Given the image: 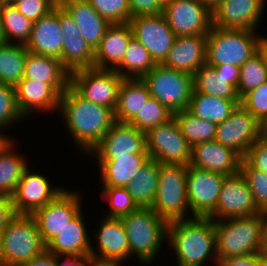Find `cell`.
Wrapping results in <instances>:
<instances>
[{"label": "cell", "mask_w": 267, "mask_h": 266, "mask_svg": "<svg viewBox=\"0 0 267 266\" xmlns=\"http://www.w3.org/2000/svg\"><path fill=\"white\" fill-rule=\"evenodd\" d=\"M0 236L3 266H19L47 250L32 215L15 214Z\"/></svg>", "instance_id": "8992f818"}, {"label": "cell", "mask_w": 267, "mask_h": 266, "mask_svg": "<svg viewBox=\"0 0 267 266\" xmlns=\"http://www.w3.org/2000/svg\"><path fill=\"white\" fill-rule=\"evenodd\" d=\"M6 139V137L0 133V145Z\"/></svg>", "instance_id": "003e7915"}, {"label": "cell", "mask_w": 267, "mask_h": 266, "mask_svg": "<svg viewBox=\"0 0 267 266\" xmlns=\"http://www.w3.org/2000/svg\"><path fill=\"white\" fill-rule=\"evenodd\" d=\"M19 266H57V265L55 262V255L46 250L43 254L34 257L30 261L20 264Z\"/></svg>", "instance_id": "11a10c76"}, {"label": "cell", "mask_w": 267, "mask_h": 266, "mask_svg": "<svg viewBox=\"0 0 267 266\" xmlns=\"http://www.w3.org/2000/svg\"><path fill=\"white\" fill-rule=\"evenodd\" d=\"M123 77L115 70L83 68L70 74V87L82 98L115 110Z\"/></svg>", "instance_id": "30bf717a"}, {"label": "cell", "mask_w": 267, "mask_h": 266, "mask_svg": "<svg viewBox=\"0 0 267 266\" xmlns=\"http://www.w3.org/2000/svg\"><path fill=\"white\" fill-rule=\"evenodd\" d=\"M239 104L240 100L215 97L193 89L187 110L200 119L219 124L227 119Z\"/></svg>", "instance_id": "d6a6232c"}, {"label": "cell", "mask_w": 267, "mask_h": 266, "mask_svg": "<svg viewBox=\"0 0 267 266\" xmlns=\"http://www.w3.org/2000/svg\"><path fill=\"white\" fill-rule=\"evenodd\" d=\"M25 47L29 52L54 57L62 62L63 34L59 24V4L34 21Z\"/></svg>", "instance_id": "cb8c5ba5"}, {"label": "cell", "mask_w": 267, "mask_h": 266, "mask_svg": "<svg viewBox=\"0 0 267 266\" xmlns=\"http://www.w3.org/2000/svg\"><path fill=\"white\" fill-rule=\"evenodd\" d=\"M90 255H55L57 266H89Z\"/></svg>", "instance_id": "f5cc1de1"}, {"label": "cell", "mask_w": 267, "mask_h": 266, "mask_svg": "<svg viewBox=\"0 0 267 266\" xmlns=\"http://www.w3.org/2000/svg\"><path fill=\"white\" fill-rule=\"evenodd\" d=\"M206 42L207 35L178 36L161 64L194 75L206 63Z\"/></svg>", "instance_id": "d4e9b609"}, {"label": "cell", "mask_w": 267, "mask_h": 266, "mask_svg": "<svg viewBox=\"0 0 267 266\" xmlns=\"http://www.w3.org/2000/svg\"><path fill=\"white\" fill-rule=\"evenodd\" d=\"M83 210L47 244V251L54 255H90L91 240L84 222Z\"/></svg>", "instance_id": "83f0119b"}, {"label": "cell", "mask_w": 267, "mask_h": 266, "mask_svg": "<svg viewBox=\"0 0 267 266\" xmlns=\"http://www.w3.org/2000/svg\"><path fill=\"white\" fill-rule=\"evenodd\" d=\"M146 150L150 159L161 164L189 165L192 147L181 133L174 116L145 132Z\"/></svg>", "instance_id": "9c48e42d"}, {"label": "cell", "mask_w": 267, "mask_h": 266, "mask_svg": "<svg viewBox=\"0 0 267 266\" xmlns=\"http://www.w3.org/2000/svg\"><path fill=\"white\" fill-rule=\"evenodd\" d=\"M80 153L89 155L116 122L114 111L79 96L70 86L61 94L59 112Z\"/></svg>", "instance_id": "6da1fadb"}, {"label": "cell", "mask_w": 267, "mask_h": 266, "mask_svg": "<svg viewBox=\"0 0 267 266\" xmlns=\"http://www.w3.org/2000/svg\"><path fill=\"white\" fill-rule=\"evenodd\" d=\"M175 0H158L159 7L164 11Z\"/></svg>", "instance_id": "680465c9"}, {"label": "cell", "mask_w": 267, "mask_h": 266, "mask_svg": "<svg viewBox=\"0 0 267 266\" xmlns=\"http://www.w3.org/2000/svg\"><path fill=\"white\" fill-rule=\"evenodd\" d=\"M218 74L224 77H232V85L237 89L240 78V67L232 64L211 65Z\"/></svg>", "instance_id": "db71d44e"}, {"label": "cell", "mask_w": 267, "mask_h": 266, "mask_svg": "<svg viewBox=\"0 0 267 266\" xmlns=\"http://www.w3.org/2000/svg\"><path fill=\"white\" fill-rule=\"evenodd\" d=\"M101 17L113 23H129L131 19L128 0H88Z\"/></svg>", "instance_id": "f6af8a7d"}, {"label": "cell", "mask_w": 267, "mask_h": 266, "mask_svg": "<svg viewBox=\"0 0 267 266\" xmlns=\"http://www.w3.org/2000/svg\"><path fill=\"white\" fill-rule=\"evenodd\" d=\"M187 171L188 165L161 164L158 188L151 208L168 223L194 217L189 215Z\"/></svg>", "instance_id": "52a82bcc"}, {"label": "cell", "mask_w": 267, "mask_h": 266, "mask_svg": "<svg viewBox=\"0 0 267 266\" xmlns=\"http://www.w3.org/2000/svg\"><path fill=\"white\" fill-rule=\"evenodd\" d=\"M226 177L188 165L187 197L194 217H208L215 210Z\"/></svg>", "instance_id": "9a60e30c"}, {"label": "cell", "mask_w": 267, "mask_h": 266, "mask_svg": "<svg viewBox=\"0 0 267 266\" xmlns=\"http://www.w3.org/2000/svg\"><path fill=\"white\" fill-rule=\"evenodd\" d=\"M78 26L82 38L95 50L111 23L100 16L88 0H58Z\"/></svg>", "instance_id": "484cf974"}, {"label": "cell", "mask_w": 267, "mask_h": 266, "mask_svg": "<svg viewBox=\"0 0 267 266\" xmlns=\"http://www.w3.org/2000/svg\"><path fill=\"white\" fill-rule=\"evenodd\" d=\"M240 173L253 195L257 208L267 213V173L253 168L244 158L241 161Z\"/></svg>", "instance_id": "ee69618b"}, {"label": "cell", "mask_w": 267, "mask_h": 266, "mask_svg": "<svg viewBox=\"0 0 267 266\" xmlns=\"http://www.w3.org/2000/svg\"><path fill=\"white\" fill-rule=\"evenodd\" d=\"M15 145L14 138H6L0 145V193L12 196L30 161ZM16 148V149H15Z\"/></svg>", "instance_id": "f546056e"}, {"label": "cell", "mask_w": 267, "mask_h": 266, "mask_svg": "<svg viewBox=\"0 0 267 266\" xmlns=\"http://www.w3.org/2000/svg\"><path fill=\"white\" fill-rule=\"evenodd\" d=\"M71 72L60 59L28 51L23 79H33L49 84H70Z\"/></svg>", "instance_id": "1f68e13d"}, {"label": "cell", "mask_w": 267, "mask_h": 266, "mask_svg": "<svg viewBox=\"0 0 267 266\" xmlns=\"http://www.w3.org/2000/svg\"><path fill=\"white\" fill-rule=\"evenodd\" d=\"M59 24L63 34V65L70 72L83 68H94V50L82 38L78 26L60 5Z\"/></svg>", "instance_id": "7402d4cb"}, {"label": "cell", "mask_w": 267, "mask_h": 266, "mask_svg": "<svg viewBox=\"0 0 267 266\" xmlns=\"http://www.w3.org/2000/svg\"><path fill=\"white\" fill-rule=\"evenodd\" d=\"M163 14L176 37L207 35L212 28V11L201 0H175Z\"/></svg>", "instance_id": "ac0fdd59"}, {"label": "cell", "mask_w": 267, "mask_h": 266, "mask_svg": "<svg viewBox=\"0 0 267 266\" xmlns=\"http://www.w3.org/2000/svg\"><path fill=\"white\" fill-rule=\"evenodd\" d=\"M93 231L94 242L91 243L90 255L102 259L127 262L130 258L129 239L121 218L106 217ZM96 242V249L93 243ZM98 249V250H97Z\"/></svg>", "instance_id": "44dd1931"}, {"label": "cell", "mask_w": 267, "mask_h": 266, "mask_svg": "<svg viewBox=\"0 0 267 266\" xmlns=\"http://www.w3.org/2000/svg\"><path fill=\"white\" fill-rule=\"evenodd\" d=\"M261 38L257 30L222 29L212 26L207 34L206 63L241 67L261 49Z\"/></svg>", "instance_id": "5b68a950"}, {"label": "cell", "mask_w": 267, "mask_h": 266, "mask_svg": "<svg viewBox=\"0 0 267 266\" xmlns=\"http://www.w3.org/2000/svg\"><path fill=\"white\" fill-rule=\"evenodd\" d=\"M33 23L22 15L13 3L0 5V24L6 43L26 45Z\"/></svg>", "instance_id": "d590c367"}, {"label": "cell", "mask_w": 267, "mask_h": 266, "mask_svg": "<svg viewBox=\"0 0 267 266\" xmlns=\"http://www.w3.org/2000/svg\"><path fill=\"white\" fill-rule=\"evenodd\" d=\"M194 90L230 100H240L236 88L232 85V77L218 74L215 68L205 63L193 75Z\"/></svg>", "instance_id": "e575fe53"}, {"label": "cell", "mask_w": 267, "mask_h": 266, "mask_svg": "<svg viewBox=\"0 0 267 266\" xmlns=\"http://www.w3.org/2000/svg\"><path fill=\"white\" fill-rule=\"evenodd\" d=\"M265 258L263 252L222 258L218 266H260Z\"/></svg>", "instance_id": "f907efd6"}, {"label": "cell", "mask_w": 267, "mask_h": 266, "mask_svg": "<svg viewBox=\"0 0 267 266\" xmlns=\"http://www.w3.org/2000/svg\"><path fill=\"white\" fill-rule=\"evenodd\" d=\"M259 213L262 212L257 208L253 195L239 172L224 179L217 206L208 217L218 221L231 217H249Z\"/></svg>", "instance_id": "d6986e66"}, {"label": "cell", "mask_w": 267, "mask_h": 266, "mask_svg": "<svg viewBox=\"0 0 267 266\" xmlns=\"http://www.w3.org/2000/svg\"><path fill=\"white\" fill-rule=\"evenodd\" d=\"M130 246V259L135 256L139 265H152L167 242L168 222L151 207H138L121 218Z\"/></svg>", "instance_id": "277c9868"}, {"label": "cell", "mask_w": 267, "mask_h": 266, "mask_svg": "<svg viewBox=\"0 0 267 266\" xmlns=\"http://www.w3.org/2000/svg\"><path fill=\"white\" fill-rule=\"evenodd\" d=\"M262 136L261 123L239 104L227 119L217 124L215 141L244 158Z\"/></svg>", "instance_id": "7c38bea8"}, {"label": "cell", "mask_w": 267, "mask_h": 266, "mask_svg": "<svg viewBox=\"0 0 267 266\" xmlns=\"http://www.w3.org/2000/svg\"><path fill=\"white\" fill-rule=\"evenodd\" d=\"M131 18L163 13L158 0H128Z\"/></svg>", "instance_id": "681fc988"}, {"label": "cell", "mask_w": 267, "mask_h": 266, "mask_svg": "<svg viewBox=\"0 0 267 266\" xmlns=\"http://www.w3.org/2000/svg\"><path fill=\"white\" fill-rule=\"evenodd\" d=\"M260 266H267V258H264Z\"/></svg>", "instance_id": "a7ac6f4b"}, {"label": "cell", "mask_w": 267, "mask_h": 266, "mask_svg": "<svg viewBox=\"0 0 267 266\" xmlns=\"http://www.w3.org/2000/svg\"><path fill=\"white\" fill-rule=\"evenodd\" d=\"M266 80L267 57L260 49L240 67V78L236 89L239 98Z\"/></svg>", "instance_id": "ab89813d"}, {"label": "cell", "mask_w": 267, "mask_h": 266, "mask_svg": "<svg viewBox=\"0 0 267 266\" xmlns=\"http://www.w3.org/2000/svg\"><path fill=\"white\" fill-rule=\"evenodd\" d=\"M150 97L148 86L142 79L123 78L114 110L115 120L129 123Z\"/></svg>", "instance_id": "4dcf8cb0"}, {"label": "cell", "mask_w": 267, "mask_h": 266, "mask_svg": "<svg viewBox=\"0 0 267 266\" xmlns=\"http://www.w3.org/2000/svg\"><path fill=\"white\" fill-rule=\"evenodd\" d=\"M266 2V0H225L212 11V26L258 31L263 11L266 10Z\"/></svg>", "instance_id": "ffe728a7"}, {"label": "cell", "mask_w": 267, "mask_h": 266, "mask_svg": "<svg viewBox=\"0 0 267 266\" xmlns=\"http://www.w3.org/2000/svg\"><path fill=\"white\" fill-rule=\"evenodd\" d=\"M30 168L28 166L25 169L15 193L11 196L16 214L32 215L36 210L53 201L66 189L59 185L54 187L44 174L32 172Z\"/></svg>", "instance_id": "5bb4252c"}, {"label": "cell", "mask_w": 267, "mask_h": 266, "mask_svg": "<svg viewBox=\"0 0 267 266\" xmlns=\"http://www.w3.org/2000/svg\"><path fill=\"white\" fill-rule=\"evenodd\" d=\"M27 54L25 45L6 42L0 45V83L15 86L23 79Z\"/></svg>", "instance_id": "74e56055"}, {"label": "cell", "mask_w": 267, "mask_h": 266, "mask_svg": "<svg viewBox=\"0 0 267 266\" xmlns=\"http://www.w3.org/2000/svg\"><path fill=\"white\" fill-rule=\"evenodd\" d=\"M142 80L151 97L173 114L188 109L194 89L193 75L157 64Z\"/></svg>", "instance_id": "ba28073f"}, {"label": "cell", "mask_w": 267, "mask_h": 266, "mask_svg": "<svg viewBox=\"0 0 267 266\" xmlns=\"http://www.w3.org/2000/svg\"><path fill=\"white\" fill-rule=\"evenodd\" d=\"M156 65L145 47L133 37L121 63L114 70L123 78L142 79Z\"/></svg>", "instance_id": "8d00e7d4"}, {"label": "cell", "mask_w": 267, "mask_h": 266, "mask_svg": "<svg viewBox=\"0 0 267 266\" xmlns=\"http://www.w3.org/2000/svg\"><path fill=\"white\" fill-rule=\"evenodd\" d=\"M211 11L215 10L225 0H201Z\"/></svg>", "instance_id": "6f0895ef"}, {"label": "cell", "mask_w": 267, "mask_h": 266, "mask_svg": "<svg viewBox=\"0 0 267 266\" xmlns=\"http://www.w3.org/2000/svg\"><path fill=\"white\" fill-rule=\"evenodd\" d=\"M242 159L236 151L214 140L198 143L192 147L190 165L232 176L240 172Z\"/></svg>", "instance_id": "603a6c76"}, {"label": "cell", "mask_w": 267, "mask_h": 266, "mask_svg": "<svg viewBox=\"0 0 267 266\" xmlns=\"http://www.w3.org/2000/svg\"><path fill=\"white\" fill-rule=\"evenodd\" d=\"M89 266H122L123 262L118 260L102 259L90 255Z\"/></svg>", "instance_id": "9f6ffc18"}, {"label": "cell", "mask_w": 267, "mask_h": 266, "mask_svg": "<svg viewBox=\"0 0 267 266\" xmlns=\"http://www.w3.org/2000/svg\"><path fill=\"white\" fill-rule=\"evenodd\" d=\"M263 135H267V118L261 123Z\"/></svg>", "instance_id": "94428289"}, {"label": "cell", "mask_w": 267, "mask_h": 266, "mask_svg": "<svg viewBox=\"0 0 267 266\" xmlns=\"http://www.w3.org/2000/svg\"><path fill=\"white\" fill-rule=\"evenodd\" d=\"M2 242H1V236H0V266H3V259H2Z\"/></svg>", "instance_id": "be15d7a7"}, {"label": "cell", "mask_w": 267, "mask_h": 266, "mask_svg": "<svg viewBox=\"0 0 267 266\" xmlns=\"http://www.w3.org/2000/svg\"><path fill=\"white\" fill-rule=\"evenodd\" d=\"M5 43V40H4V37H3V34H2V30H1V24H0V45Z\"/></svg>", "instance_id": "e7e4bbea"}, {"label": "cell", "mask_w": 267, "mask_h": 266, "mask_svg": "<svg viewBox=\"0 0 267 266\" xmlns=\"http://www.w3.org/2000/svg\"><path fill=\"white\" fill-rule=\"evenodd\" d=\"M173 116L191 147L198 143L215 140L217 124L200 119L187 109L174 113Z\"/></svg>", "instance_id": "f35d334b"}, {"label": "cell", "mask_w": 267, "mask_h": 266, "mask_svg": "<svg viewBox=\"0 0 267 266\" xmlns=\"http://www.w3.org/2000/svg\"><path fill=\"white\" fill-rule=\"evenodd\" d=\"M70 84H49L46 82L22 79L15 86L17 107L21 115L27 119L30 115L40 111L41 113L58 112L61 94Z\"/></svg>", "instance_id": "4fadbf2b"}, {"label": "cell", "mask_w": 267, "mask_h": 266, "mask_svg": "<svg viewBox=\"0 0 267 266\" xmlns=\"http://www.w3.org/2000/svg\"><path fill=\"white\" fill-rule=\"evenodd\" d=\"M133 38L129 23L111 24L94 50V67L114 70L122 61L124 53Z\"/></svg>", "instance_id": "4316f807"}, {"label": "cell", "mask_w": 267, "mask_h": 266, "mask_svg": "<svg viewBox=\"0 0 267 266\" xmlns=\"http://www.w3.org/2000/svg\"><path fill=\"white\" fill-rule=\"evenodd\" d=\"M129 24L133 37L145 47L156 64H161L176 38L164 14L133 17Z\"/></svg>", "instance_id": "e0dca14e"}, {"label": "cell", "mask_w": 267, "mask_h": 266, "mask_svg": "<svg viewBox=\"0 0 267 266\" xmlns=\"http://www.w3.org/2000/svg\"><path fill=\"white\" fill-rule=\"evenodd\" d=\"M167 242L177 266H218L215 223L209 217H193L168 223ZM207 261V262H206Z\"/></svg>", "instance_id": "7a4b0ae2"}, {"label": "cell", "mask_w": 267, "mask_h": 266, "mask_svg": "<svg viewBox=\"0 0 267 266\" xmlns=\"http://www.w3.org/2000/svg\"><path fill=\"white\" fill-rule=\"evenodd\" d=\"M218 262L222 258L264 251L267 213L214 221Z\"/></svg>", "instance_id": "3957f363"}, {"label": "cell", "mask_w": 267, "mask_h": 266, "mask_svg": "<svg viewBox=\"0 0 267 266\" xmlns=\"http://www.w3.org/2000/svg\"><path fill=\"white\" fill-rule=\"evenodd\" d=\"M100 199L109 206L106 217L122 218L138 208L126 187H102Z\"/></svg>", "instance_id": "b9f144b4"}, {"label": "cell", "mask_w": 267, "mask_h": 266, "mask_svg": "<svg viewBox=\"0 0 267 266\" xmlns=\"http://www.w3.org/2000/svg\"><path fill=\"white\" fill-rule=\"evenodd\" d=\"M240 104L260 123L267 118V80L247 92Z\"/></svg>", "instance_id": "bcb514c9"}, {"label": "cell", "mask_w": 267, "mask_h": 266, "mask_svg": "<svg viewBox=\"0 0 267 266\" xmlns=\"http://www.w3.org/2000/svg\"><path fill=\"white\" fill-rule=\"evenodd\" d=\"M88 156H93L95 159L149 156L146 150L145 132L129 123L116 121Z\"/></svg>", "instance_id": "2e32d148"}, {"label": "cell", "mask_w": 267, "mask_h": 266, "mask_svg": "<svg viewBox=\"0 0 267 266\" xmlns=\"http://www.w3.org/2000/svg\"><path fill=\"white\" fill-rule=\"evenodd\" d=\"M149 156H116V159H95L102 187H126Z\"/></svg>", "instance_id": "f1b7e54d"}, {"label": "cell", "mask_w": 267, "mask_h": 266, "mask_svg": "<svg viewBox=\"0 0 267 266\" xmlns=\"http://www.w3.org/2000/svg\"><path fill=\"white\" fill-rule=\"evenodd\" d=\"M172 117L173 113L165 105L154 97H150L129 124L146 132L150 128L167 122Z\"/></svg>", "instance_id": "60d3db41"}, {"label": "cell", "mask_w": 267, "mask_h": 266, "mask_svg": "<svg viewBox=\"0 0 267 266\" xmlns=\"http://www.w3.org/2000/svg\"><path fill=\"white\" fill-rule=\"evenodd\" d=\"M81 200V193L67 188L32 214L46 245L83 210Z\"/></svg>", "instance_id": "8fae6325"}, {"label": "cell", "mask_w": 267, "mask_h": 266, "mask_svg": "<svg viewBox=\"0 0 267 266\" xmlns=\"http://www.w3.org/2000/svg\"><path fill=\"white\" fill-rule=\"evenodd\" d=\"M15 0H0V5L1 4H10L13 3Z\"/></svg>", "instance_id": "03108f58"}, {"label": "cell", "mask_w": 267, "mask_h": 266, "mask_svg": "<svg viewBox=\"0 0 267 266\" xmlns=\"http://www.w3.org/2000/svg\"><path fill=\"white\" fill-rule=\"evenodd\" d=\"M264 256L265 258H267V227H266V231H265V241H264Z\"/></svg>", "instance_id": "6125c7cd"}, {"label": "cell", "mask_w": 267, "mask_h": 266, "mask_svg": "<svg viewBox=\"0 0 267 266\" xmlns=\"http://www.w3.org/2000/svg\"><path fill=\"white\" fill-rule=\"evenodd\" d=\"M15 214L11 197L0 193V234Z\"/></svg>", "instance_id": "816d5d0a"}, {"label": "cell", "mask_w": 267, "mask_h": 266, "mask_svg": "<svg viewBox=\"0 0 267 266\" xmlns=\"http://www.w3.org/2000/svg\"><path fill=\"white\" fill-rule=\"evenodd\" d=\"M22 120L25 118L17 107L14 86L0 83V133L6 138H11L4 132H9L6 129H10L13 125L16 126L15 124L21 123Z\"/></svg>", "instance_id": "7bdbcfd3"}, {"label": "cell", "mask_w": 267, "mask_h": 266, "mask_svg": "<svg viewBox=\"0 0 267 266\" xmlns=\"http://www.w3.org/2000/svg\"><path fill=\"white\" fill-rule=\"evenodd\" d=\"M244 159L253 168L267 173V135H263L248 149Z\"/></svg>", "instance_id": "c3c4849f"}, {"label": "cell", "mask_w": 267, "mask_h": 266, "mask_svg": "<svg viewBox=\"0 0 267 266\" xmlns=\"http://www.w3.org/2000/svg\"><path fill=\"white\" fill-rule=\"evenodd\" d=\"M261 50L265 53L267 57V36L263 35L261 38Z\"/></svg>", "instance_id": "91938a15"}, {"label": "cell", "mask_w": 267, "mask_h": 266, "mask_svg": "<svg viewBox=\"0 0 267 266\" xmlns=\"http://www.w3.org/2000/svg\"><path fill=\"white\" fill-rule=\"evenodd\" d=\"M13 4L22 15L34 22L52 10L58 0H15Z\"/></svg>", "instance_id": "7dc6e473"}, {"label": "cell", "mask_w": 267, "mask_h": 266, "mask_svg": "<svg viewBox=\"0 0 267 266\" xmlns=\"http://www.w3.org/2000/svg\"><path fill=\"white\" fill-rule=\"evenodd\" d=\"M160 167L161 163L149 159L127 184L126 189L138 207L152 206L158 188Z\"/></svg>", "instance_id": "836d02e7"}]
</instances>
